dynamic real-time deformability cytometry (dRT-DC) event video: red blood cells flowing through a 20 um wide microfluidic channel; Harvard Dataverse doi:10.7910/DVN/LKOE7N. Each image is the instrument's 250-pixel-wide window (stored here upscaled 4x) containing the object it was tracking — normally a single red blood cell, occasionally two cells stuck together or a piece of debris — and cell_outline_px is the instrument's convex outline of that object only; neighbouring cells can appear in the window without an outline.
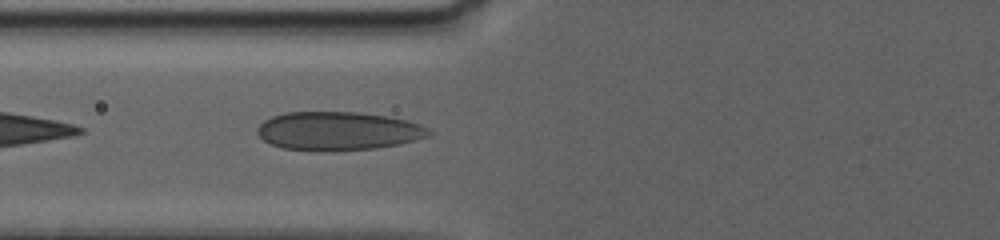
{"species": "human", "species_latin": "Homo sapiens", "temperature_condition": "warm", "stored_images_in_passage": 38, "camera_frame_rate_fps": 3000, "um_per_image_px": 0.085, "donor": {"sex": "female"}, "frame": {"image": 1, "passage_image": 4, "time_ms": 1.0, "image_size_px": [1000, 240], "cell_outline_px": [[432, 136], [400, 144], [376, 148], [284, 148], [272, 144], [264, 140], [256, 132], [256, 128], [264, 120], [272, 116], [284, 112], [360, 112], [388, 116], [408, 120], [420, 124], [428, 128], [432, 132]], "centroid_in_image_um": [28.8, 11.08], "position_along_channel_um": 97.0, "area_um2": 37.69}}
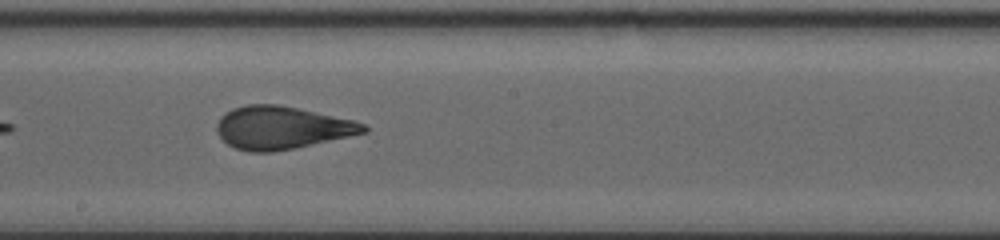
{"frame": {"image": 2, "passage_image": 15, "time_ms": 5.0, "image_size_px": [1000, 240], "cell_outline_px": [[368, 132], [296, 148], [272, 152], [248, 152], [236, 148], [228, 144], [216, 132], [216, 124], [220, 116], [224, 112], [232, 108], [248, 104], [276, 104], [356, 120], [364, 124], [368, 128]], "centroid_in_image_um": [23.93, 10.86], "position_along_channel_um": 224.3, "area_um2": 36.76}}
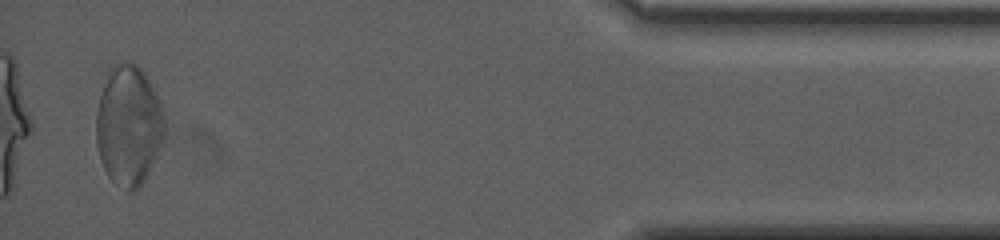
{"frame": {"image": 3, "passage_image": 36, "time_ms": 13.0, "image_size_px": [1000, 240], "cell_outline_px": [[164, 140], [144, 180], [132, 192], [128, 192], [112, 180], [108, 176], [100, 160], [96, 144], [96, 112], [100, 96], [104, 84], [116, 60], [132, 60], [144, 72], [160, 100], [164, 116]], "centroid_in_image_um": [10.93, 10.64], "position_along_channel_um": 424.3, "area_um2": 47.97}, "authors_computed_cell_mechanics": {"area_um2": 36.9631, "velocity_mm_per_s": 3.1605, "shape_relaxation_time_tau1_ms": 5.1006, "shape_relaxation_time_tau2_ms": 0.6343, "deformation_change_tau1": 0.1607, "deformation_change_tau2": 0.064}}